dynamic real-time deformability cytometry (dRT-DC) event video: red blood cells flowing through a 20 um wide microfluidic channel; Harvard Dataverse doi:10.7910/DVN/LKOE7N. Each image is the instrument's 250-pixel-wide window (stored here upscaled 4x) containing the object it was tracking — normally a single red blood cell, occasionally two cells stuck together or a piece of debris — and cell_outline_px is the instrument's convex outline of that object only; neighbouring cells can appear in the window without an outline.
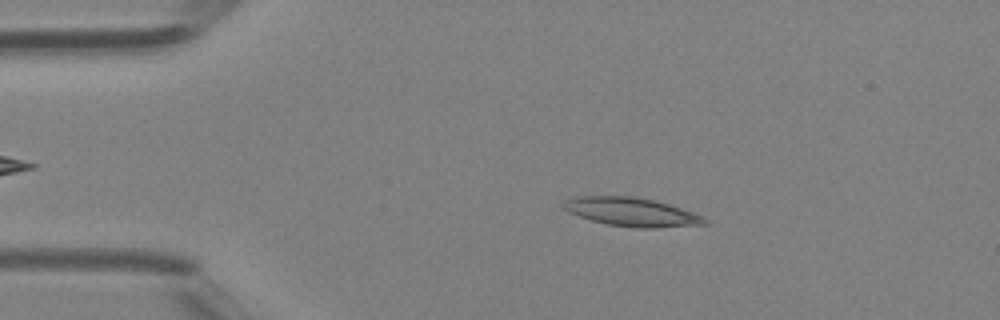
{"species": "Egyptian fruit bat (a non-hibernating species)", "species_latin": "Rousettus aegyptiacus", "temperature_condition": "room temperature", "stored_images_in_passage": 46, "camera_frame_rate_fps": 3000, "um_per_image_px": 0.085, "animal": {"sex": "female"}, "frame": {"image": 1, "passage_image": 8, "time_ms": 2.333, "image_size_px": [1000, 320], "cell_outline_px": [[712, 224], [656, 228], [636, 228], [608, 224], [592, 220], [568, 212], [560, 208], [560, 204], [564, 200], [576, 196], [632, 196], [652, 200], [668, 204], [692, 212], [708, 220]], "centroid_in_image_um": [53.65, 18.02], "position_along_channel_um": 31.3, "area_um2": 23.64}}
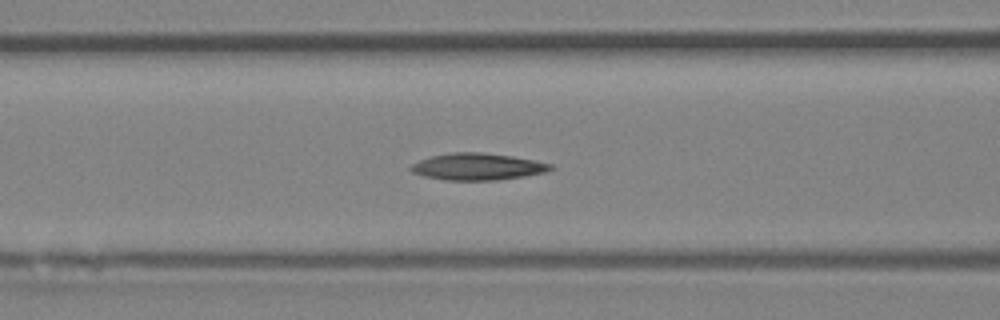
{"frame": {"image": 2, "passage_image": 18, "time_ms": 5.667, "image_size_px": [1000, 320], "cell_outline_px": [[556, 168], [544, 172], [524, 176], [496, 180], [444, 180], [424, 176], [412, 172], [408, 168], [412, 164], [420, 160], [432, 156], [452, 152], [480, 152], [512, 156], [552, 164]], "centroid_in_image_um": [40.57, 14.17], "position_along_channel_um": 126.0, "area_um2": 21.73}}
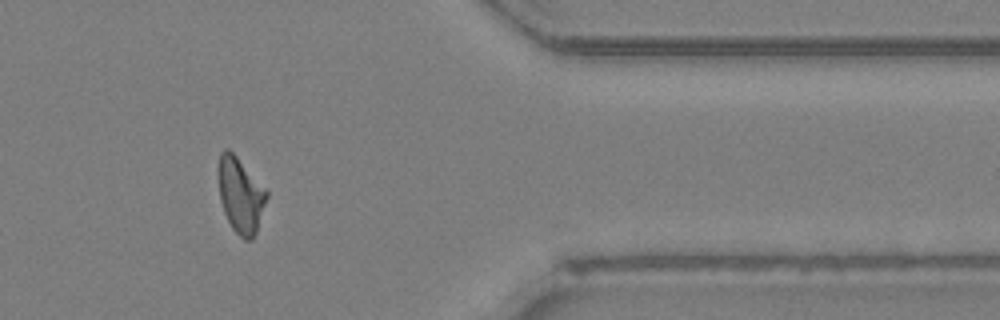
{"frame": {"image": 3, "passage_image": 38, "time_ms": 12.333, "image_size_px": [1000, 320], "cell_outline_px": [[268, 196], [256, 232], [252, 240], [244, 240], [232, 228], [224, 212], [220, 200], [216, 168], [220, 152], [224, 148], [228, 148], [236, 156], [268, 192]], "centroid_in_image_um": [20.4, 16.56], "position_along_channel_um": 391.0, "area_um2": 21.27}, "authors_computed_cell_mechanics": {"area_um2": 21.6172, "velocity_mm_per_s": 4.3273, "shape_relaxation_time_tau1_ms": null, "shape_relaxation_time_tau2_ms": 5.259, "deformation_change_tau1": null, "deformation_change_tau2": 0.1528}}